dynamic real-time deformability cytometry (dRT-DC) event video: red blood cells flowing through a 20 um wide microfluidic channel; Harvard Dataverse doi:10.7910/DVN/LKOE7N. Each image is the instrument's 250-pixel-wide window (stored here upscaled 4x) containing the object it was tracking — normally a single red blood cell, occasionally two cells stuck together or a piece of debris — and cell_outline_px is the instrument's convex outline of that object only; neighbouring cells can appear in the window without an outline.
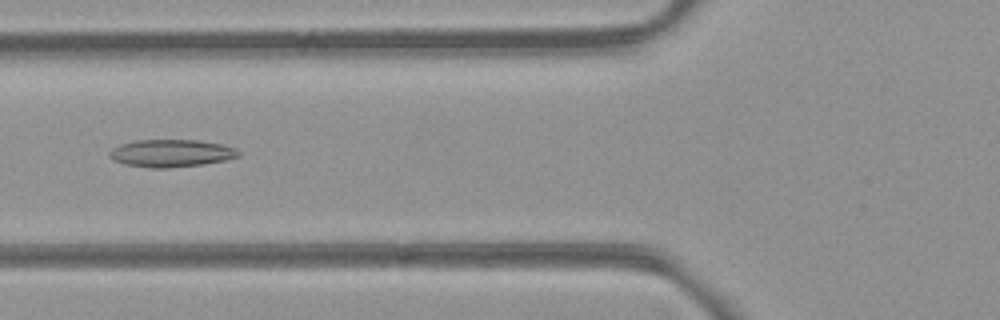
{"species": "common noctule bat (a hibernating species)", "species_latin": "Nyctalus noctula", "temperature_condition": "room temperature", "stored_images_in_passage": 39, "camera_frame_rate_fps": 3000, "um_per_image_px": 0.085, "animal": {"sex": "female", "body_mass_g": 21.9}, "frame": {"image": 1, "passage_image": 7, "time_ms": 2.0, "image_size_px": [1000, 320], "cell_outline_px": [[240, 156], [224, 160], [200, 164], [168, 168], [148, 168], [124, 164], [112, 160], [108, 156], [108, 152], [112, 148], [120, 144], [136, 140], [196, 140], [224, 144], [236, 148], [240, 152]], "centroid_in_image_um": [14.51, 13.02], "position_along_channel_um": 111.3, "area_um2": 20.81}}
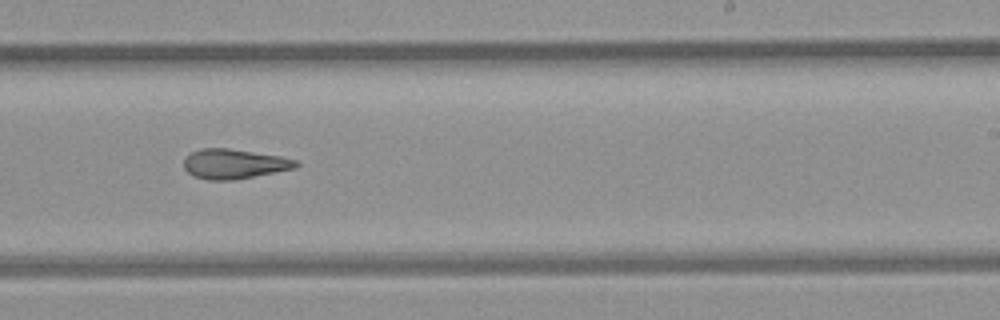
{"frame": {"image": 2, "passage_image": 19, "time_ms": 6.0, "image_size_px": [1000, 320], "cell_outline_px": [[300, 164], [296, 168], [232, 180], [208, 180], [196, 176], [188, 172], [184, 168], [184, 160], [192, 152], [200, 148], [228, 148], [280, 156], [296, 160]], "centroid_in_image_um": [19.91, 13.92], "position_along_channel_um": 269.1, "area_um2": 19.19}}
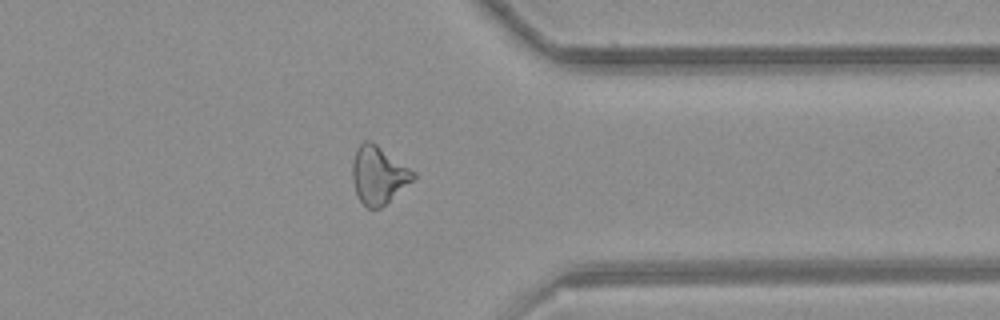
{"frame": {"image": 3, "passage_image": 28, "time_ms": 9.0, "image_size_px": [1000, 320], "cell_outline_px": [[416, 176], [412, 180], [380, 208], [368, 208], [360, 200], [356, 192], [352, 180], [352, 164], [356, 148], [364, 140], [372, 140], [416, 172]], "centroid_in_image_um": [32.15, 14.83], "position_along_channel_um": 379.2, "area_um2": 20.35}, "authors_computed_cell_mechanics": {"area_um2": 19.8832, "velocity_mm_per_s": 3.9495, "shape_relaxation_time_tau1_ms": null, "shape_relaxation_time_tau2_ms": 5.5072, "deformation_change_tau1": null, "deformation_change_tau2": 0.1646}}